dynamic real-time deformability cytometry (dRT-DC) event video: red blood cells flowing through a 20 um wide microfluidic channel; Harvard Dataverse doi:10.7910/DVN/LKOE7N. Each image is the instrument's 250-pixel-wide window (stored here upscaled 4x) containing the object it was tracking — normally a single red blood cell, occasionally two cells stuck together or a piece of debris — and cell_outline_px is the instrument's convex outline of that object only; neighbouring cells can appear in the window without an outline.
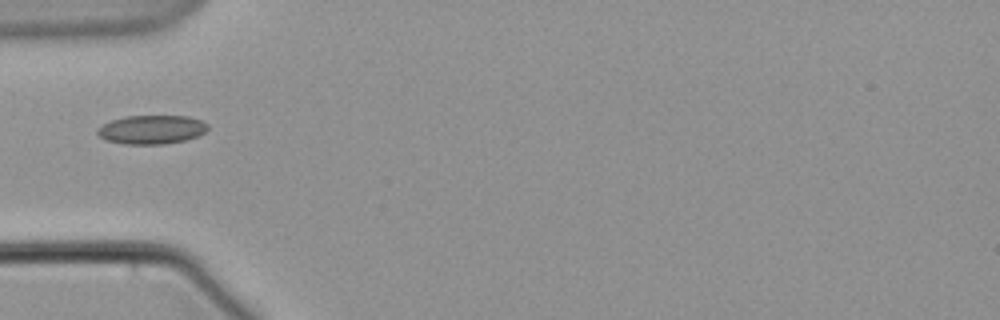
{"species": "common noctule bat (a hibernating species)", "species_latin": "Nyctalus noctula", "temperature_condition": "warm", "stored_images_in_passage": 11, "camera_frame_rate_fps": 3000, "um_per_image_px": 0.085, "animal": {"sex": "male", "body_mass_g": 21.5, "forearm_length_mm": 52.0}, "frame": {"image": 1, "passage_image": 1, "time_ms": 0.0, "image_size_px": [1000, 320], "cell_outline_px": [[208, 128], [200, 136], [184, 140], [164, 144], [124, 144], [104, 140], [96, 132], [96, 128], [112, 120], [124, 116], [188, 116], [200, 120], [208, 124]], "centroid_in_image_um": [12.88, 11.02], "position_along_channel_um": 72.1, "area_um2": 18.61}}
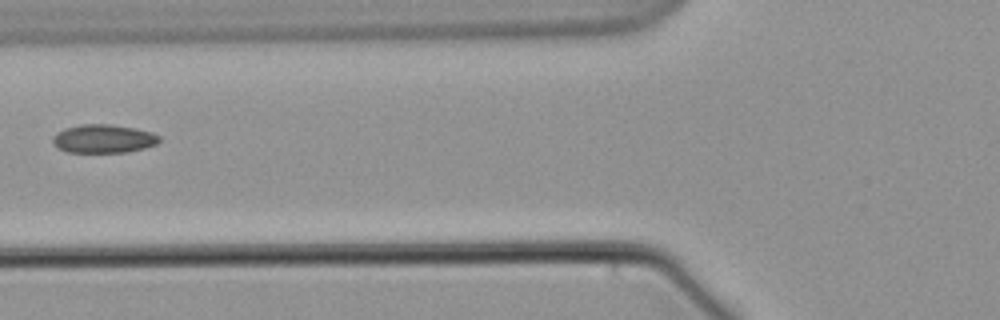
{"frame": {"image": 2, "passage_image": 2, "time_ms": 1.333, "image_size_px": [1000, 320], "cell_outline_px": [[160, 140], [156, 144], [144, 148], [128, 152], [68, 152], [56, 148], [52, 144], [52, 136], [56, 132], [64, 128], [80, 124], [112, 124], [136, 128], [152, 132], [160, 136]], "centroid_in_image_um": [8.76, 11.78], "position_along_channel_um": 117.0, "area_um2": 17.98}}